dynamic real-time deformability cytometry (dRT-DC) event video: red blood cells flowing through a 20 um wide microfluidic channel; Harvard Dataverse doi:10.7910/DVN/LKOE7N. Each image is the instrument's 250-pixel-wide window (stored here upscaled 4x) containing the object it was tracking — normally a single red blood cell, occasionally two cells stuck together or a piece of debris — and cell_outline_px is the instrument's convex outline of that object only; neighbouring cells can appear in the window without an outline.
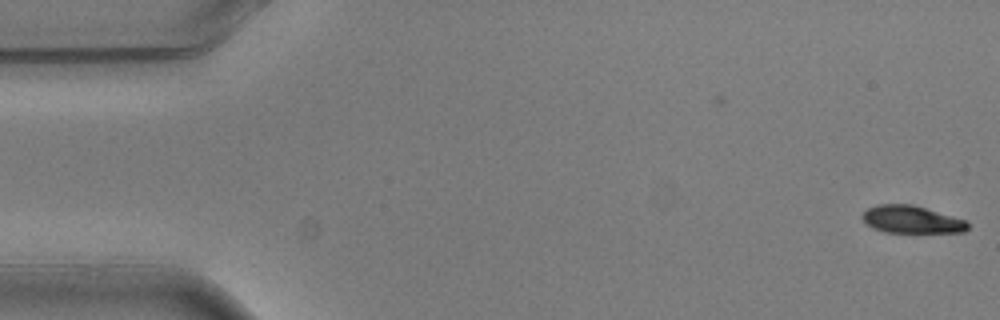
{"species": "common noctule bat (a hibernating species)", "species_latin": "Nyctalus noctula", "temperature_condition": "warm", "stored_images_in_passage": 4, "camera_frame_rate_fps": 3000, "um_per_image_px": 0.085, "animal": {"sex": "male", "body_mass_g": 20.5, "forearm_length_mm": 52.5}, "frame": {"image": 1, "passage_image": 1, "time_ms": 0.0, "image_size_px": [1000, 320], "cell_outline_px": [[968, 228], [964, 232], [884, 232], [872, 228], [864, 224], [860, 216], [868, 208], [876, 204], [912, 204], [964, 220], [968, 224]], "centroid_in_image_um": [77.39, 18.66], "position_along_channel_um": 7.6, "area_um2": 16.82}}